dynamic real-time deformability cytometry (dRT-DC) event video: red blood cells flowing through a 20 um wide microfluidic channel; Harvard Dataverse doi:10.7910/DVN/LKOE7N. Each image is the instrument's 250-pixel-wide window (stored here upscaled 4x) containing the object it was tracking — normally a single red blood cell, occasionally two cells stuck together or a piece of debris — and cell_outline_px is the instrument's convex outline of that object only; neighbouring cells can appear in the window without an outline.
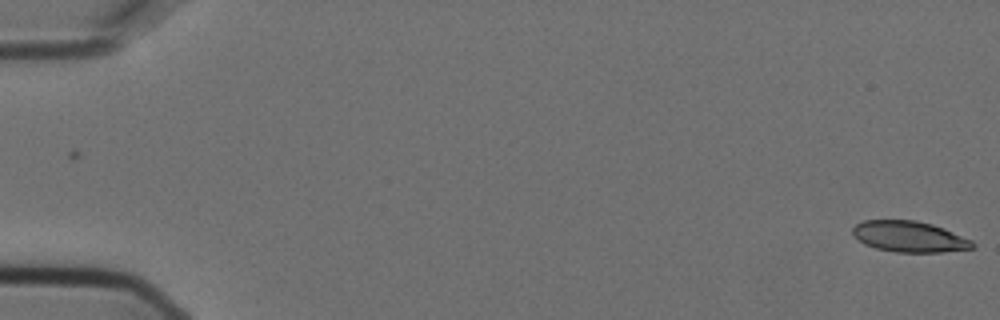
{"species": "Egyptian fruit bat (a non-hibernating species)", "species_latin": "Rousettus aegyptiacus", "temperature_condition": "cold", "stored_images_in_passage": 9, "camera_frame_rate_fps": 3000, "um_per_image_px": 0.085, "animal": {"sex": "female"}, "frame": {"image": 1, "passage_image": 1, "time_ms": 0.0, "image_size_px": [1000, 320], "cell_outline_px": [[976, 248], [940, 252], [896, 252], [876, 248], [864, 244], [852, 232], [852, 228], [856, 224], [864, 220], [916, 220], [932, 224], [944, 228], [972, 240], [976, 244]], "centroid_in_image_um": [77.33, 20.11], "position_along_channel_um": 7.7, "area_um2": 21.62}}
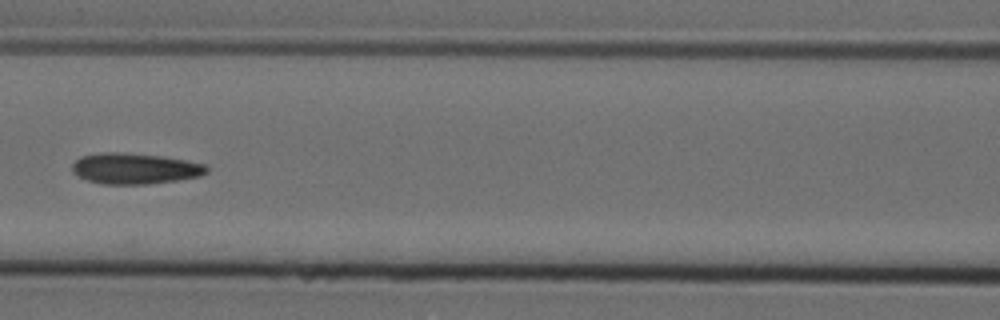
{"frame": {"image": 2, "passage_image": 7, "time_ms": 2.0, "image_size_px": [1000, 320], "cell_outline_px": [[208, 172], [200, 176], [176, 180], [148, 184], [100, 184], [76, 176], [72, 172], [72, 164], [80, 156], [100, 152], [116, 152], [164, 156], [208, 164]], "centroid_in_image_um": [11.46, 14.32], "position_along_channel_um": 155.1, "area_um2": 24.45}}
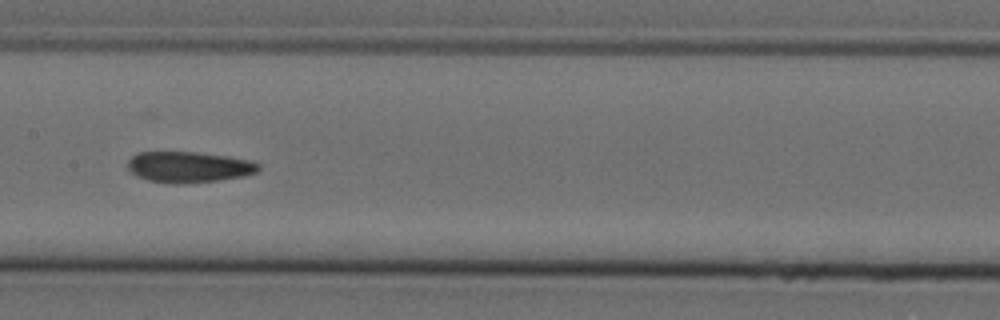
{"frame": {"image": 3, "passage_image": 8, "time_ms": 2.333, "image_size_px": [1000, 320], "cell_outline_px": [[260, 168], [256, 172], [244, 176], [220, 180], [184, 184], [172, 184], [148, 180], [136, 176], [128, 168], [128, 160], [136, 152], [196, 152], [228, 156], [252, 160], [260, 164]], "centroid_in_image_um": [16.06, 14.2], "position_along_channel_um": 191.3, "area_um2": 23.81}}